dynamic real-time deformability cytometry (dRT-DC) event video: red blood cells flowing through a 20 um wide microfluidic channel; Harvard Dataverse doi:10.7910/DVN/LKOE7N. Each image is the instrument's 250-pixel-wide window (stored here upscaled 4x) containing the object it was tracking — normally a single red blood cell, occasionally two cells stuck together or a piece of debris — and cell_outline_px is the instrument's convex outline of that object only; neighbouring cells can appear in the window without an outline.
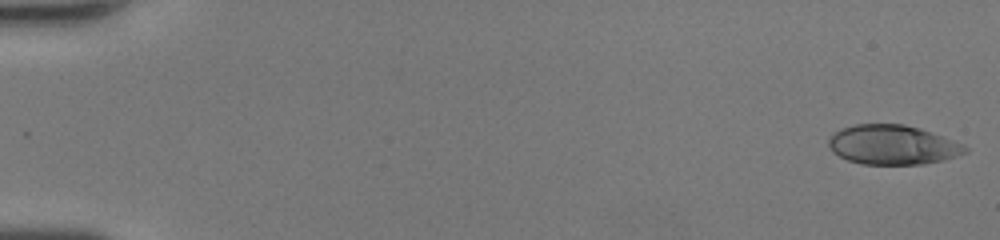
{"species": "human", "species_latin": "Homo sapiens", "temperature_condition": "room temperature", "stored_images_in_passage": 48, "camera_frame_rate_fps": 3000, "um_per_image_px": 0.085, "donor": {"sex": "female"}, "frame": {"image": 1, "passage_image": 1, "time_ms": 0.0, "image_size_px": [1000, 240], "cell_outline_px": [[968, 152], [944, 160], [924, 164], [860, 164], [848, 160], [832, 152], [828, 144], [828, 140], [840, 128], [856, 124], [904, 124], [920, 128], [964, 144], [968, 148]], "centroid_in_image_um": [75.88, 12.31], "position_along_channel_um": 9.1, "area_um2": 31.44}}
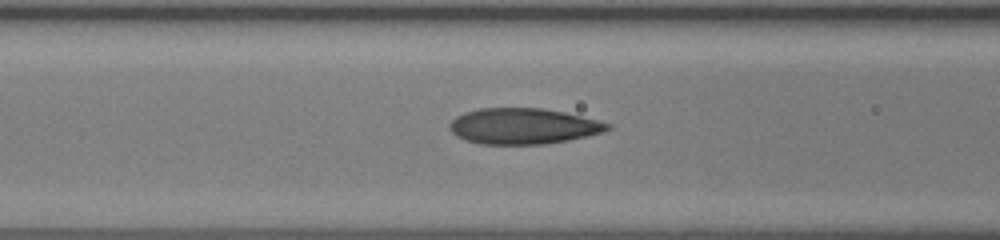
{"frame": {"image": 2, "passage_image": 21, "time_ms": 6.667, "image_size_px": [1000, 240], "cell_outline_px": [[612, 128], [604, 132], [588, 136], [568, 140], [544, 144], [480, 144], [464, 140], [456, 136], [452, 132], [452, 120], [456, 116], [464, 112], [480, 108], [544, 108], [564, 112], [612, 124]], "centroid_in_image_um": [44.5, 10.72], "position_along_channel_um": 122.1, "area_um2": 32.95}}
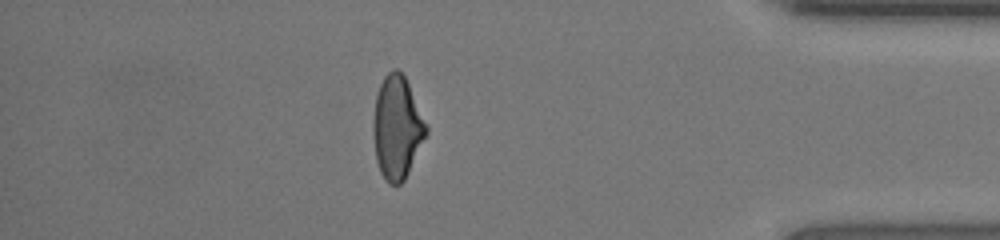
{"frame": {"image": 3, "passage_image": 42, "time_ms": 13.667, "image_size_px": [1000, 240], "cell_outline_px": [[428, 132], [404, 180], [400, 184], [388, 184], [384, 180], [380, 172], [376, 160], [372, 132], [372, 124], [376, 96], [380, 84], [384, 76], [392, 68], [396, 68], [404, 76], [428, 124]], "centroid_in_image_um": [33.74, 10.84], "position_along_channel_um": 401.5, "area_um2": 31.91}, "authors_computed_cell_mechanics": {"area_um2": 32.079, "velocity_mm_per_s": 4.4544, "shape_relaxation_time_tau1_ms": null, "shape_relaxation_time_tau2_ms": 1.1096, "deformation_change_tau1": null, "deformation_change_tau2": 0.0848}}